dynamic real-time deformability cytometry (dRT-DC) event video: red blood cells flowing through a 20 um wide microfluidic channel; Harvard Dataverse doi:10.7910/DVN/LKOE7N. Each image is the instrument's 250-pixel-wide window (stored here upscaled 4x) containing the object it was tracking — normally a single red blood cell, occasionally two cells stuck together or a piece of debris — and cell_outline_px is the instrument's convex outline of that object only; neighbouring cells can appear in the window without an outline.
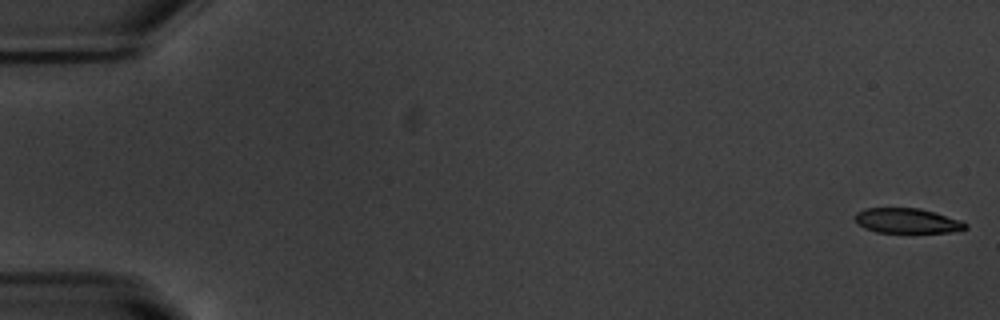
{"species": "common noctule bat (a hibernating species)", "species_latin": "Nyctalus noctula", "temperature_condition": "warm", "stored_images_in_passage": 54, "camera_frame_rate_fps": 3000, "um_per_image_px": 0.085, "animal": {"sex": "male", "body_mass_g": 20.1, "forearm_length_mm": 53.5}, "frame": {"image": 1, "passage_image": 1, "time_ms": 0.0, "image_size_px": [1000, 320], "cell_outline_px": [[968, 228], [960, 232], [876, 232], [864, 228], [856, 220], [856, 212], [864, 208], [920, 208], [960, 220], [968, 224]], "centroid_in_image_um": [77.15, 18.77], "position_along_channel_um": 7.9, "area_um2": 16.01}}
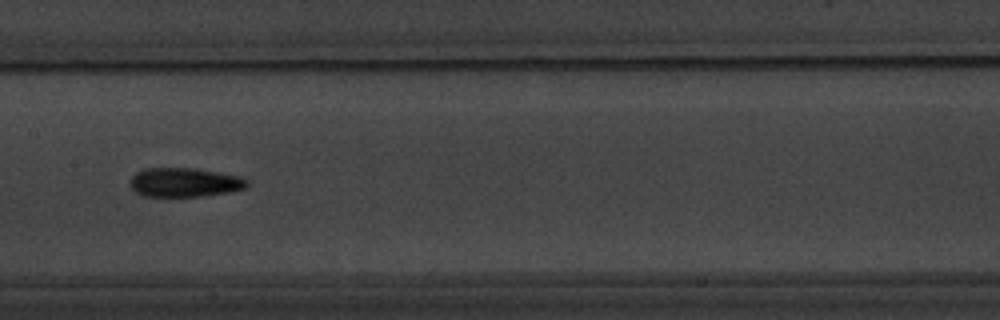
{"frame": {"image": 2, "passage_image": 28, "time_ms": 9.0, "image_size_px": [1000, 320], "cell_outline_px": [[248, 184], [244, 188], [228, 192], [204, 196], [144, 196], [136, 192], [128, 184], [132, 176], [136, 172], [144, 168], [196, 168], [240, 176], [248, 180]], "centroid_in_image_um": [15.66, 15.49], "position_along_channel_um": 191.7, "area_um2": 19.88}}
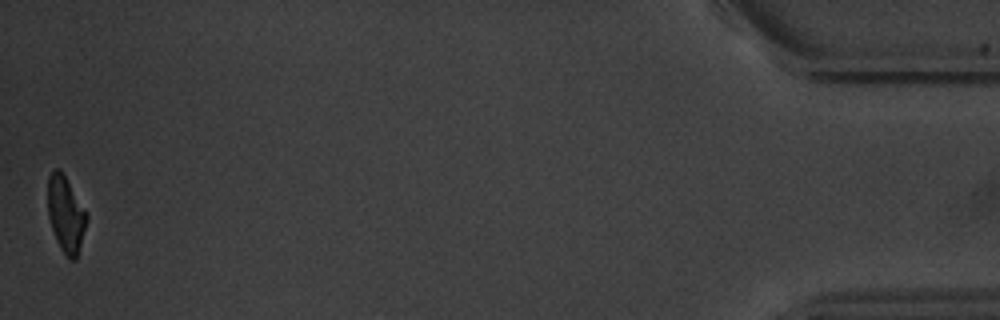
{"frame": {"image": 3, "passage_image": 54, "time_ms": 17.667, "image_size_px": [1000, 320], "cell_outline_px": [[88, 220], [76, 260], [68, 260], [64, 256], [56, 240], [48, 216], [48, 176], [56, 168], [60, 168], [88, 216]], "centroid_in_image_um": [5.59, 18.27], "position_along_channel_um": 429.6, "area_um2": 17.17}, "authors_computed_cell_mechanics": {"area_um2": 18.5538, "velocity_mm_per_s": 3.7672, "shape_relaxation_time_tau1_ms": 4.2873, "shape_relaxation_time_tau2_ms": 7.2747, "deformation_change_tau1": 0.1508, "deformation_change_tau2": 0.1791}}